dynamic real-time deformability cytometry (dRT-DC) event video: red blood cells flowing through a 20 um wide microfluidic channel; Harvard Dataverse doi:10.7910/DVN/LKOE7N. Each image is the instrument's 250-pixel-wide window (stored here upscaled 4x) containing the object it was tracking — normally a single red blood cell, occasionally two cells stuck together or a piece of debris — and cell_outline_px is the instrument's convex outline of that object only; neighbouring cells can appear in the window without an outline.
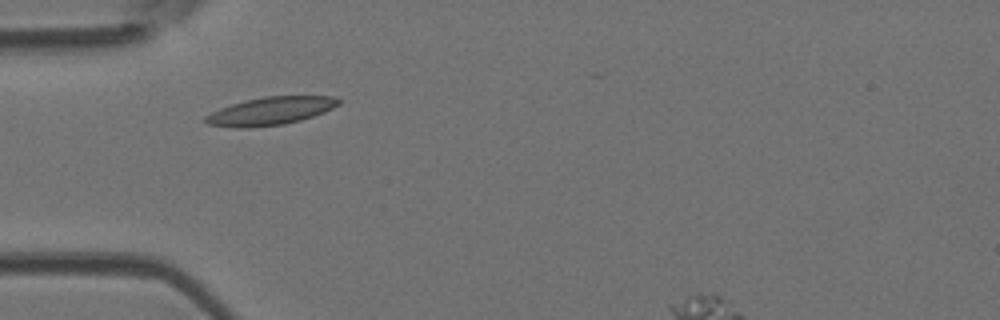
{"species": "Egyptian fruit bat (a non-hibernating species)", "species_latin": "Rousettus aegyptiacus", "temperature_condition": "room temperature", "stored_images_in_passage": 5, "camera_frame_rate_fps": 3000, "um_per_image_px": 0.085, "animal": {"sex": "female"}, "frame": {"image": 1, "passage_image": 3, "time_ms": 0.667, "image_size_px": [1000, 320], "cell_outline_px": [[344, 100], [340, 104], [324, 112], [300, 120], [284, 124], [248, 128], [236, 128], [208, 124], [204, 120], [204, 116], [220, 108], [244, 100], [264, 96], [332, 96]], "centroid_in_image_um": [23.0, 9.43], "position_along_channel_um": 62.0, "area_um2": 21.73}}
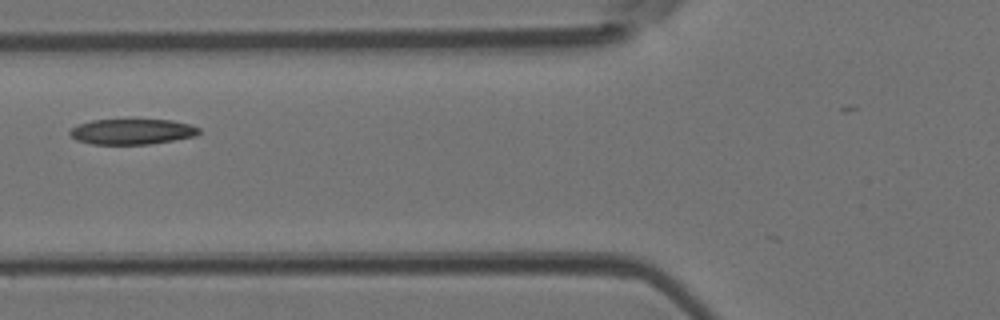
{"frame": {"image": 2, "passage_image": 4, "time_ms": 1.0, "image_size_px": [1000, 320], "cell_outline_px": [[200, 132], [196, 136], [148, 144], [92, 144], [76, 140], [68, 132], [76, 124], [92, 120], [172, 120], [188, 124], [200, 128]], "centroid_in_image_um": [11.2, 11.18], "position_along_channel_um": 114.6, "area_um2": 19.07}}